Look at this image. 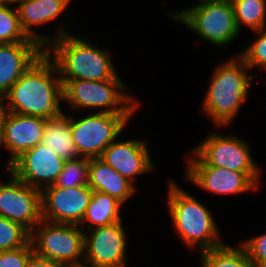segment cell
Instances as JSON below:
<instances>
[{"mask_svg": "<svg viewBox=\"0 0 266 267\" xmlns=\"http://www.w3.org/2000/svg\"><path fill=\"white\" fill-rule=\"evenodd\" d=\"M45 53L24 72L0 101L5 111L52 119L63 112L62 80L54 61ZM58 75V76H56ZM8 103L4 106V101Z\"/></svg>", "mask_w": 266, "mask_h": 267, "instance_id": "6da1fadb", "label": "cell"}, {"mask_svg": "<svg viewBox=\"0 0 266 267\" xmlns=\"http://www.w3.org/2000/svg\"><path fill=\"white\" fill-rule=\"evenodd\" d=\"M66 31L63 26L58 28L55 40L45 49L54 61L61 80L104 81L118 75L109 51Z\"/></svg>", "mask_w": 266, "mask_h": 267, "instance_id": "7a4b0ae2", "label": "cell"}, {"mask_svg": "<svg viewBox=\"0 0 266 267\" xmlns=\"http://www.w3.org/2000/svg\"><path fill=\"white\" fill-rule=\"evenodd\" d=\"M250 68L238 55L215 68L202 105V111L218 127L227 126L235 120L242 102L247 99L252 79Z\"/></svg>", "mask_w": 266, "mask_h": 267, "instance_id": "3957f363", "label": "cell"}, {"mask_svg": "<svg viewBox=\"0 0 266 267\" xmlns=\"http://www.w3.org/2000/svg\"><path fill=\"white\" fill-rule=\"evenodd\" d=\"M167 185L168 213L180 239L191 248L197 246L199 251L224 245L208 208L173 180H169Z\"/></svg>", "mask_w": 266, "mask_h": 267, "instance_id": "277c9868", "label": "cell"}, {"mask_svg": "<svg viewBox=\"0 0 266 267\" xmlns=\"http://www.w3.org/2000/svg\"><path fill=\"white\" fill-rule=\"evenodd\" d=\"M125 90L118 75L104 81L62 80L63 101L73 109L99 108V113L134 114L141 104Z\"/></svg>", "mask_w": 266, "mask_h": 267, "instance_id": "5b68a950", "label": "cell"}, {"mask_svg": "<svg viewBox=\"0 0 266 267\" xmlns=\"http://www.w3.org/2000/svg\"><path fill=\"white\" fill-rule=\"evenodd\" d=\"M84 233L79 225L58 224L42 220L31 232L34 253L59 267L84 263Z\"/></svg>", "mask_w": 266, "mask_h": 267, "instance_id": "8992f818", "label": "cell"}, {"mask_svg": "<svg viewBox=\"0 0 266 267\" xmlns=\"http://www.w3.org/2000/svg\"><path fill=\"white\" fill-rule=\"evenodd\" d=\"M172 18L218 47L233 43L240 33L231 1L195 4L172 13Z\"/></svg>", "mask_w": 266, "mask_h": 267, "instance_id": "52a82bcc", "label": "cell"}, {"mask_svg": "<svg viewBox=\"0 0 266 267\" xmlns=\"http://www.w3.org/2000/svg\"><path fill=\"white\" fill-rule=\"evenodd\" d=\"M132 114L88 113L80 119L70 116L71 136L80 157L100 158L120 135Z\"/></svg>", "mask_w": 266, "mask_h": 267, "instance_id": "ba28073f", "label": "cell"}, {"mask_svg": "<svg viewBox=\"0 0 266 267\" xmlns=\"http://www.w3.org/2000/svg\"><path fill=\"white\" fill-rule=\"evenodd\" d=\"M192 156L186 159L187 166L221 167L238 172H261L250 154L247 142L238 137L216 132L200 142Z\"/></svg>", "mask_w": 266, "mask_h": 267, "instance_id": "9c48e42d", "label": "cell"}, {"mask_svg": "<svg viewBox=\"0 0 266 267\" xmlns=\"http://www.w3.org/2000/svg\"><path fill=\"white\" fill-rule=\"evenodd\" d=\"M8 172L9 182H0V216L21 224L31 233L42 221L41 190Z\"/></svg>", "mask_w": 266, "mask_h": 267, "instance_id": "30bf717a", "label": "cell"}, {"mask_svg": "<svg viewBox=\"0 0 266 267\" xmlns=\"http://www.w3.org/2000/svg\"><path fill=\"white\" fill-rule=\"evenodd\" d=\"M123 221L84 233V263L88 267H126L127 241Z\"/></svg>", "mask_w": 266, "mask_h": 267, "instance_id": "8fae6325", "label": "cell"}, {"mask_svg": "<svg viewBox=\"0 0 266 267\" xmlns=\"http://www.w3.org/2000/svg\"><path fill=\"white\" fill-rule=\"evenodd\" d=\"M93 190L88 185L64 188L54 184L41 191L42 220L80 225Z\"/></svg>", "mask_w": 266, "mask_h": 267, "instance_id": "7c38bea8", "label": "cell"}, {"mask_svg": "<svg viewBox=\"0 0 266 267\" xmlns=\"http://www.w3.org/2000/svg\"><path fill=\"white\" fill-rule=\"evenodd\" d=\"M64 162L49 147L39 143L17 158L9 171L27 185L42 191L56 182Z\"/></svg>", "mask_w": 266, "mask_h": 267, "instance_id": "4fadbf2b", "label": "cell"}, {"mask_svg": "<svg viewBox=\"0 0 266 267\" xmlns=\"http://www.w3.org/2000/svg\"><path fill=\"white\" fill-rule=\"evenodd\" d=\"M186 180L208 192L238 194L259 187L260 172H238L221 167L187 166Z\"/></svg>", "mask_w": 266, "mask_h": 267, "instance_id": "5bb4252c", "label": "cell"}, {"mask_svg": "<svg viewBox=\"0 0 266 267\" xmlns=\"http://www.w3.org/2000/svg\"><path fill=\"white\" fill-rule=\"evenodd\" d=\"M45 118L5 112L3 120V144L10 152L6 168L10 170L11 164L24 152L41 143L43 138Z\"/></svg>", "mask_w": 266, "mask_h": 267, "instance_id": "9a60e30c", "label": "cell"}, {"mask_svg": "<svg viewBox=\"0 0 266 267\" xmlns=\"http://www.w3.org/2000/svg\"><path fill=\"white\" fill-rule=\"evenodd\" d=\"M147 147L140 139L121 141L117 138L103 151L100 159L133 183L136 176L154 168Z\"/></svg>", "mask_w": 266, "mask_h": 267, "instance_id": "2e32d148", "label": "cell"}, {"mask_svg": "<svg viewBox=\"0 0 266 267\" xmlns=\"http://www.w3.org/2000/svg\"><path fill=\"white\" fill-rule=\"evenodd\" d=\"M44 51L37 42L0 43V101Z\"/></svg>", "mask_w": 266, "mask_h": 267, "instance_id": "e0dca14e", "label": "cell"}, {"mask_svg": "<svg viewBox=\"0 0 266 267\" xmlns=\"http://www.w3.org/2000/svg\"><path fill=\"white\" fill-rule=\"evenodd\" d=\"M71 0H24L16 6L19 22L23 32L29 39L36 41L44 49L51 44L55 37L39 35L32 29L34 26L58 19L61 13L67 9Z\"/></svg>", "mask_w": 266, "mask_h": 267, "instance_id": "ac0fdd59", "label": "cell"}, {"mask_svg": "<svg viewBox=\"0 0 266 267\" xmlns=\"http://www.w3.org/2000/svg\"><path fill=\"white\" fill-rule=\"evenodd\" d=\"M88 186L115 197L122 204L136 191L135 184L119 174L100 158L89 159Z\"/></svg>", "mask_w": 266, "mask_h": 267, "instance_id": "d6986e66", "label": "cell"}, {"mask_svg": "<svg viewBox=\"0 0 266 267\" xmlns=\"http://www.w3.org/2000/svg\"><path fill=\"white\" fill-rule=\"evenodd\" d=\"M41 144L64 160L80 157L71 136L70 115L64 112L56 118L46 119Z\"/></svg>", "mask_w": 266, "mask_h": 267, "instance_id": "ffe728a7", "label": "cell"}, {"mask_svg": "<svg viewBox=\"0 0 266 267\" xmlns=\"http://www.w3.org/2000/svg\"><path fill=\"white\" fill-rule=\"evenodd\" d=\"M121 206L122 203L115 197L100 191H93L79 226L83 229L85 222H89L87 225V231L89 232L93 228L120 222L122 221Z\"/></svg>", "mask_w": 266, "mask_h": 267, "instance_id": "44dd1931", "label": "cell"}, {"mask_svg": "<svg viewBox=\"0 0 266 267\" xmlns=\"http://www.w3.org/2000/svg\"><path fill=\"white\" fill-rule=\"evenodd\" d=\"M199 255L202 267H255L241 245L237 248L224 244L200 251Z\"/></svg>", "mask_w": 266, "mask_h": 267, "instance_id": "7402d4cb", "label": "cell"}, {"mask_svg": "<svg viewBox=\"0 0 266 267\" xmlns=\"http://www.w3.org/2000/svg\"><path fill=\"white\" fill-rule=\"evenodd\" d=\"M237 28H250L253 32L266 27V0H231Z\"/></svg>", "mask_w": 266, "mask_h": 267, "instance_id": "603a6c76", "label": "cell"}, {"mask_svg": "<svg viewBox=\"0 0 266 267\" xmlns=\"http://www.w3.org/2000/svg\"><path fill=\"white\" fill-rule=\"evenodd\" d=\"M0 5V43L36 42L23 32L16 6Z\"/></svg>", "mask_w": 266, "mask_h": 267, "instance_id": "cb8c5ba5", "label": "cell"}, {"mask_svg": "<svg viewBox=\"0 0 266 267\" xmlns=\"http://www.w3.org/2000/svg\"><path fill=\"white\" fill-rule=\"evenodd\" d=\"M88 172V158L79 157L74 160H65L63 169L54 185L64 188L88 185Z\"/></svg>", "mask_w": 266, "mask_h": 267, "instance_id": "d4e9b609", "label": "cell"}, {"mask_svg": "<svg viewBox=\"0 0 266 267\" xmlns=\"http://www.w3.org/2000/svg\"><path fill=\"white\" fill-rule=\"evenodd\" d=\"M30 238L31 233L21 224L0 216V251L24 247Z\"/></svg>", "mask_w": 266, "mask_h": 267, "instance_id": "484cf974", "label": "cell"}, {"mask_svg": "<svg viewBox=\"0 0 266 267\" xmlns=\"http://www.w3.org/2000/svg\"><path fill=\"white\" fill-rule=\"evenodd\" d=\"M259 35L239 56L245 61L248 67L255 69L259 67L266 70V27L255 31Z\"/></svg>", "mask_w": 266, "mask_h": 267, "instance_id": "4316f807", "label": "cell"}, {"mask_svg": "<svg viewBox=\"0 0 266 267\" xmlns=\"http://www.w3.org/2000/svg\"><path fill=\"white\" fill-rule=\"evenodd\" d=\"M255 267H266V233L240 243Z\"/></svg>", "mask_w": 266, "mask_h": 267, "instance_id": "83f0119b", "label": "cell"}, {"mask_svg": "<svg viewBox=\"0 0 266 267\" xmlns=\"http://www.w3.org/2000/svg\"><path fill=\"white\" fill-rule=\"evenodd\" d=\"M33 253L31 241L21 248L0 251V267H25L28 258Z\"/></svg>", "mask_w": 266, "mask_h": 267, "instance_id": "f1b7e54d", "label": "cell"}, {"mask_svg": "<svg viewBox=\"0 0 266 267\" xmlns=\"http://www.w3.org/2000/svg\"><path fill=\"white\" fill-rule=\"evenodd\" d=\"M25 267H59L47 258L40 257L33 253L27 260Z\"/></svg>", "mask_w": 266, "mask_h": 267, "instance_id": "f546056e", "label": "cell"}, {"mask_svg": "<svg viewBox=\"0 0 266 267\" xmlns=\"http://www.w3.org/2000/svg\"><path fill=\"white\" fill-rule=\"evenodd\" d=\"M5 110L3 108V105L0 102V148L4 146L3 144V120L5 117Z\"/></svg>", "mask_w": 266, "mask_h": 267, "instance_id": "4dcf8cb0", "label": "cell"}, {"mask_svg": "<svg viewBox=\"0 0 266 267\" xmlns=\"http://www.w3.org/2000/svg\"><path fill=\"white\" fill-rule=\"evenodd\" d=\"M24 0H0V5H6L9 6L11 4H19L20 2H23Z\"/></svg>", "mask_w": 266, "mask_h": 267, "instance_id": "1f68e13d", "label": "cell"}, {"mask_svg": "<svg viewBox=\"0 0 266 267\" xmlns=\"http://www.w3.org/2000/svg\"><path fill=\"white\" fill-rule=\"evenodd\" d=\"M224 1H231V0H199L197 4L208 3V2H224Z\"/></svg>", "mask_w": 266, "mask_h": 267, "instance_id": "d6a6232c", "label": "cell"}, {"mask_svg": "<svg viewBox=\"0 0 266 267\" xmlns=\"http://www.w3.org/2000/svg\"><path fill=\"white\" fill-rule=\"evenodd\" d=\"M74 267H88V266H85V265H81V266H74Z\"/></svg>", "mask_w": 266, "mask_h": 267, "instance_id": "836d02e7", "label": "cell"}]
</instances>
